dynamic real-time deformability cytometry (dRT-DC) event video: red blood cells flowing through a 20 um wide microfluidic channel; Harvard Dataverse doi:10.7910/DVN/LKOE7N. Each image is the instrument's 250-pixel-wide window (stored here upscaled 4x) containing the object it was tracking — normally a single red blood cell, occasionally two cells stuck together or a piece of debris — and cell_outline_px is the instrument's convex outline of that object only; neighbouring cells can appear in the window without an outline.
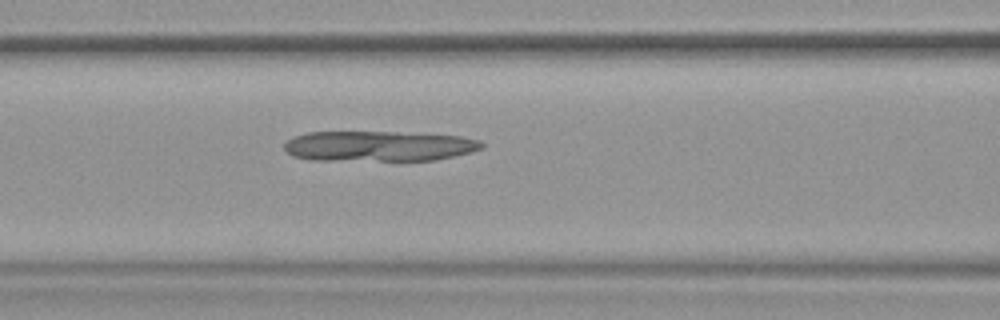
{"species": "common noctule bat (a hibernating species)", "species_latin": "Nyctalus noctula", "temperature_condition": "warm", "stored_images_in_passage": 53, "camera_frame_rate_fps": 3000, "um_per_image_px": 0.085, "animal": {"sex": "female", "body_mass_g": 19.9}, "frame": {"image": 1, "passage_image": 23, "time_ms": 7.333, "image_size_px": [1000, 320], "cell_outline_px": [[484, 148], [472, 152], [436, 160], [308, 160], [292, 156], [284, 148], [284, 144], [292, 136], [308, 132], [396, 132], [460, 136], [480, 140], [484, 144]], "centroid_in_image_um": [32.19, 12.42], "position_along_channel_um": 134.4, "area_um2": 35.08}}